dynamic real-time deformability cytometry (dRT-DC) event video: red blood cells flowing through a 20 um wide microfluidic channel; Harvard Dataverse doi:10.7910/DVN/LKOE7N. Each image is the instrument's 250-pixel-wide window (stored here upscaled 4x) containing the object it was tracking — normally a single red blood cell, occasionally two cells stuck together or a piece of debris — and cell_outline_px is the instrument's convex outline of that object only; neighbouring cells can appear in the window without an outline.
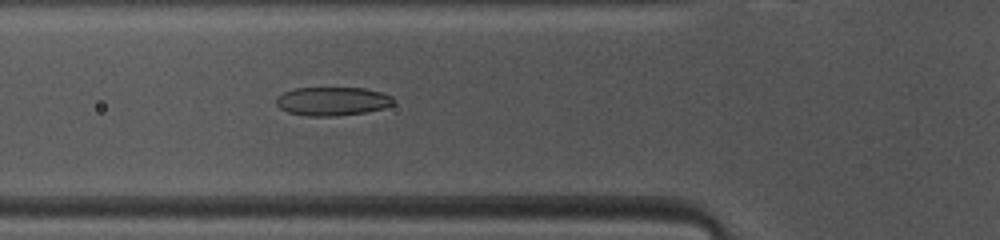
{"species": "common noctule bat (a hibernating species)", "species_latin": "Nyctalus noctula", "temperature_condition": "warm", "stored_images_in_passage": 46, "camera_frame_rate_fps": 3000, "um_per_image_px": 0.085, "animal": {"sex": "female", "body_mass_g": 10.0, "forearm_length_mm": 53.1}, "frame": {"image": 1, "passage_image": 14, "time_ms": 4.333, "image_size_px": [1000, 240], "cell_outline_px": [[396, 100], [392, 104], [384, 108], [364, 112], [336, 116], [308, 116], [288, 112], [280, 108], [276, 104], [276, 100], [284, 92], [292, 88], [364, 88], [384, 92], [392, 96]], "centroid_in_image_um": [28.29, 8.6], "position_along_channel_um": 97.5, "area_um2": 19.59}}
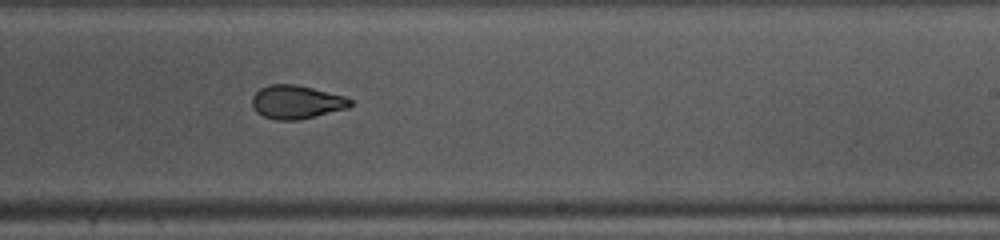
{"frame": {"image": 2, "passage_image": 26, "time_ms": 8.333, "image_size_px": [1000, 240], "cell_outline_px": [[352, 104], [348, 108], [300, 120], [276, 120], [264, 116], [256, 112], [252, 108], [252, 96], [260, 88], [268, 84], [296, 84], [344, 96], [352, 100]], "centroid_in_image_um": [25.17, 8.67], "position_along_channel_um": 263.8, "area_um2": 19.25}}
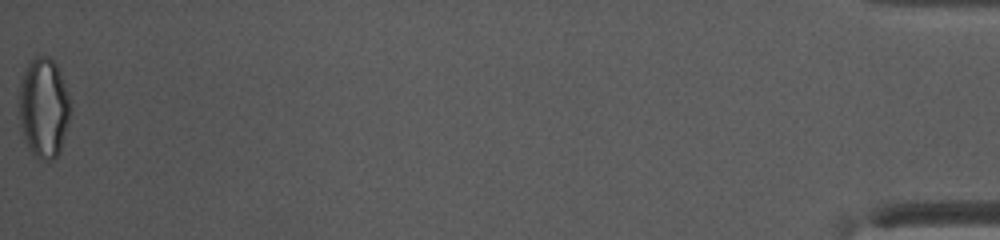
{"frame": {"image": 3, "passage_image": 46, "time_ms": 15.0, "image_size_px": [1000, 240], "cell_outline_px": [[68, 120], [60, 152], [52, 160], [48, 160], [36, 156], [28, 148], [20, 128], [20, 80], [28, 64], [36, 56], [48, 56], [56, 64], [60, 72], [68, 96]], "centroid_in_image_um": [3.69, 9.16], "position_along_channel_um": 431.5, "area_um2": 29.19}, "authors_computed_cell_mechanics": {"area_um2": 20.0277, "velocity_mm_per_s": 4.1434, "shape_relaxation_time_tau1_ms": 7.2964, "shape_relaxation_time_tau2_ms": 2.0156, "deformation_change_tau1": 0.2116, "deformation_change_tau2": 0.0676}}